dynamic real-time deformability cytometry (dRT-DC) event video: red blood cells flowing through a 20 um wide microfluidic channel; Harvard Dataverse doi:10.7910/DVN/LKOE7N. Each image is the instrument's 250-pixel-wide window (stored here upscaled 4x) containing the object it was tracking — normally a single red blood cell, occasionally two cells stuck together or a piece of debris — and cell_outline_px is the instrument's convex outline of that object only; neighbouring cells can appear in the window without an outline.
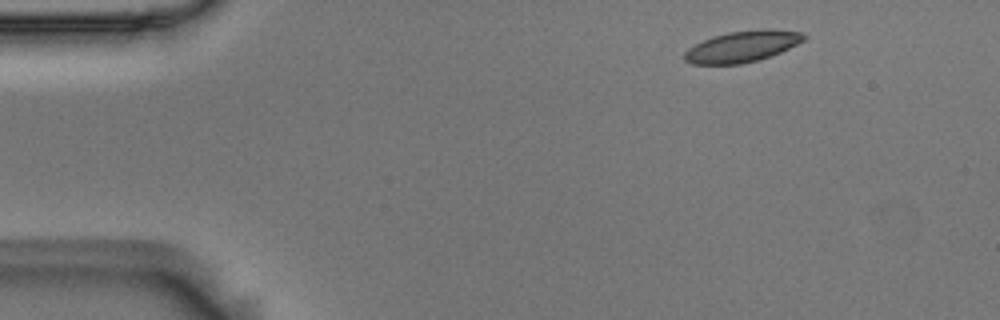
{"species": "Egyptian fruit bat (a non-hibernating species)", "species_latin": "Rousettus aegyptiacus", "temperature_condition": "room temperature", "stored_images_in_passage": 4, "camera_frame_rate_fps": 3000, "um_per_image_px": 0.085, "animal": {"sex": "male"}, "frame": {"image": 1, "passage_image": 1, "time_ms": 0.0, "image_size_px": [1000, 320], "cell_outline_px": [[808, 36], [804, 40], [780, 52], [756, 60], [740, 64], [692, 64], [684, 60], [684, 52], [688, 48], [712, 36], [728, 32], [760, 28], [768, 28], [804, 32]], "centroid_in_image_um": [63.1, 3.93], "position_along_channel_um": 21.9, "area_um2": 21.73}}
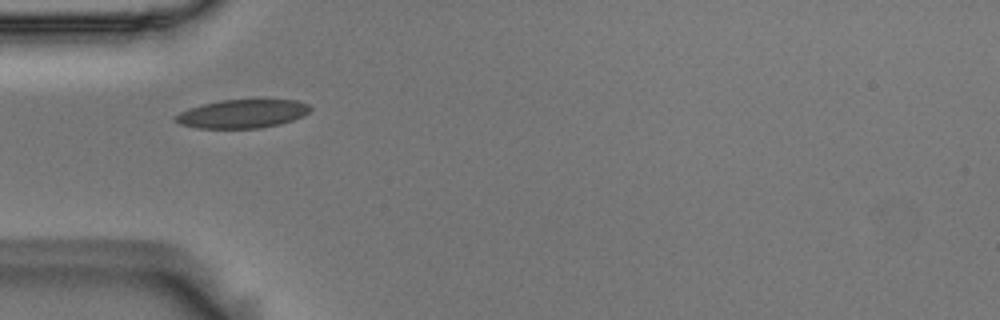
{"frame": {"image": 2, "passage_image": 3, "time_ms": 0.667, "image_size_px": [1000, 320], "cell_outline_px": [[312, 108], [304, 116], [280, 124], [260, 128], [196, 128], [180, 124], [172, 120], [172, 116], [188, 108], [220, 100], [296, 100], [308, 104]], "centroid_in_image_um": [20.56, 9.68], "position_along_channel_um": 64.4, "area_um2": 22.48}}
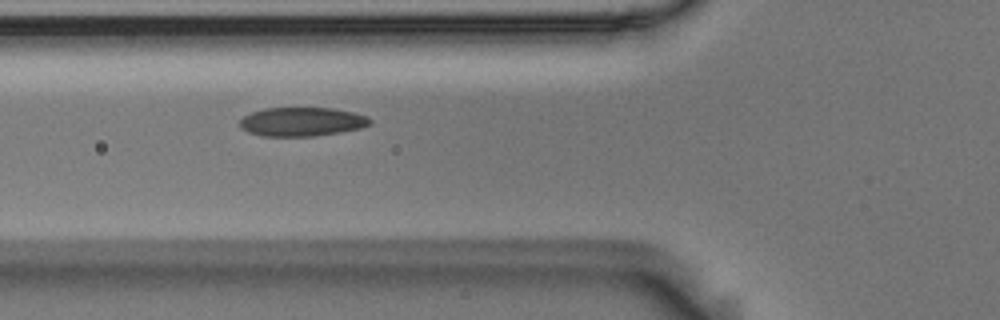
{"frame": {"image": 3, "passage_image": 4, "time_ms": 1.0, "image_size_px": [1000, 320], "cell_outline_px": [[372, 124], [360, 128], [340, 132], [312, 136], [260, 136], [248, 132], [240, 128], [240, 120], [244, 116], [252, 112], [264, 108], [332, 108], [352, 112], [368, 116], [372, 120]], "centroid_in_image_um": [25.66, 10.35], "position_along_channel_um": 100.1, "area_um2": 21.96}}